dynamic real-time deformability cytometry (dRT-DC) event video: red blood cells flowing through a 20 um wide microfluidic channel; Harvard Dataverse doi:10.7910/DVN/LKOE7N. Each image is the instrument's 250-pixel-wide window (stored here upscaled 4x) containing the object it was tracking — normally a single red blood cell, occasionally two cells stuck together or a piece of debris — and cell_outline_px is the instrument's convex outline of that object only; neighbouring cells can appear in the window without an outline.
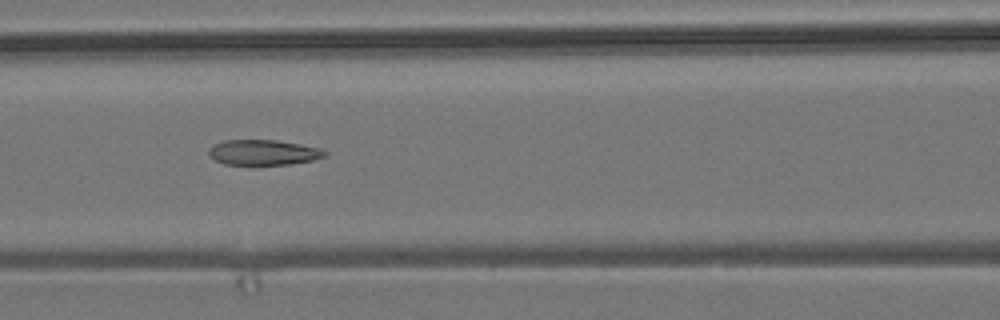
{"species": "common noctule bat (a hibernating species)", "species_latin": "Nyctalus noctula", "temperature_condition": "room temperature", "stored_images_in_passage": 9, "camera_frame_rate_fps": 3000, "um_per_image_px": 0.085, "animal": {"sex": "male", "body_mass_g": 19.2, "forearm_length_mm": 51.8}, "frame": {"image": 1, "passage_image": 6, "time_ms": 1.667, "image_size_px": [1000, 320], "cell_outline_px": [[328, 156], [312, 160], [292, 164], [252, 168], [224, 164], [216, 160], [208, 152], [208, 148], [212, 144], [224, 140], [276, 140], [300, 144], [320, 148], [328, 152]], "centroid_in_image_um": [22.37, 13.0], "position_along_channel_um": 144.2, "area_um2": 18.09}}
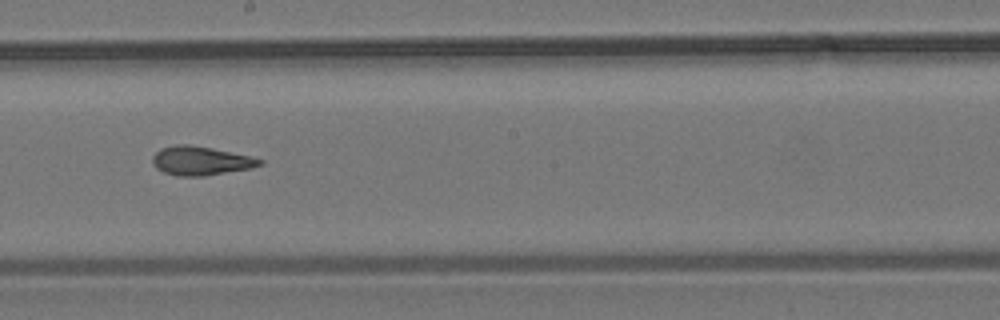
{"frame": {"image": 2, "passage_image": 8, "time_ms": 2.333, "image_size_px": [1000, 320], "cell_outline_px": [[264, 164], [252, 168], [204, 176], [176, 176], [164, 172], [156, 168], [152, 164], [152, 156], [160, 148], [176, 144], [188, 144], [212, 148], [252, 156], [264, 160]], "centroid_in_image_um": [17.07, 13.66], "position_along_channel_um": 231.1, "area_um2": 18.26}}
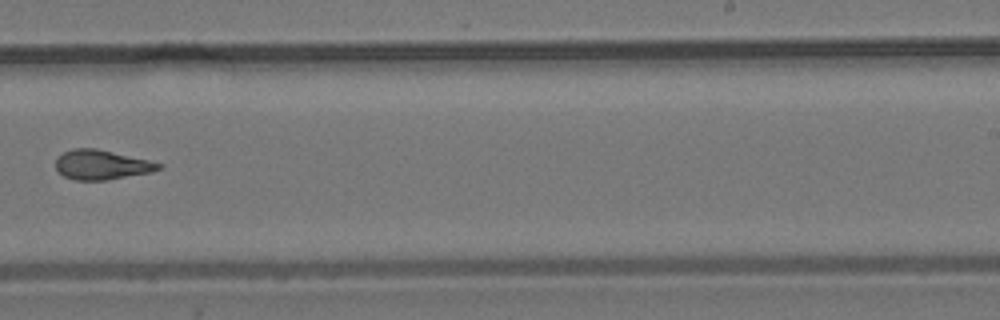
{"frame": {"image": 3, "passage_image": 9, "time_ms": 2.667, "image_size_px": [1000, 320], "cell_outline_px": [[164, 164], [160, 168], [152, 172], [108, 180], [76, 180], [64, 176], [56, 168], [56, 160], [64, 152], [72, 148], [96, 148], [148, 160]], "centroid_in_image_um": [8.65, 14.01], "position_along_channel_um": 280.3, "area_um2": 17.63}}